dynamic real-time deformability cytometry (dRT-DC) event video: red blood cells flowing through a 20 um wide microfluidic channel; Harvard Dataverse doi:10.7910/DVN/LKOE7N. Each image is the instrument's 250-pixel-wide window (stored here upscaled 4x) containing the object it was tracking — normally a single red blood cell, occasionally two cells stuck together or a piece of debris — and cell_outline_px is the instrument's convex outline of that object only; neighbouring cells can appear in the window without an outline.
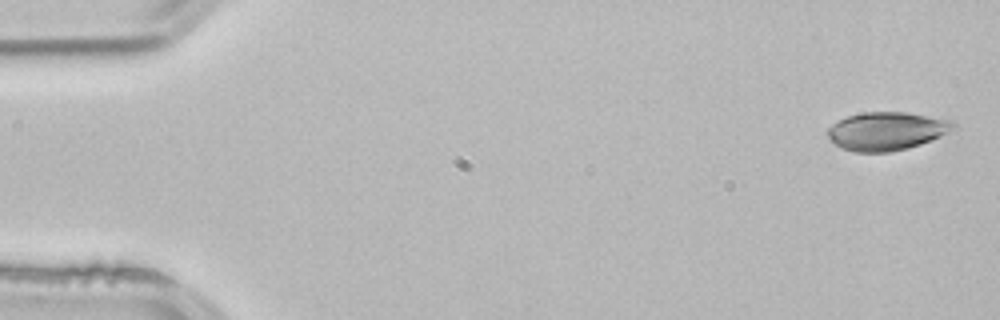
{"species": "common noctule bat (a hibernating species)", "species_latin": "Nyctalus noctula", "temperature_condition": "room temperature", "stored_images_in_passage": 3, "camera_frame_rate_fps": 3000, "um_per_image_px": 0.085, "animal": {"sex": "male", "body_mass_g": 21.5, "forearm_length_mm": 52.0}, "frame": {"image": 1, "passage_image": 1, "time_ms": 0.0, "image_size_px": [1000, 320], "cell_outline_px": [[956, 128], [940, 136], [920, 144], [908, 148], [892, 152], [852, 152], [840, 148], [832, 144], [828, 136], [828, 128], [832, 124], [848, 116], [860, 112], [908, 112], [948, 120], [956, 124]], "centroid_in_image_um": [75.32, 11.15], "position_along_channel_um": 9.7, "area_um2": 28.09}}